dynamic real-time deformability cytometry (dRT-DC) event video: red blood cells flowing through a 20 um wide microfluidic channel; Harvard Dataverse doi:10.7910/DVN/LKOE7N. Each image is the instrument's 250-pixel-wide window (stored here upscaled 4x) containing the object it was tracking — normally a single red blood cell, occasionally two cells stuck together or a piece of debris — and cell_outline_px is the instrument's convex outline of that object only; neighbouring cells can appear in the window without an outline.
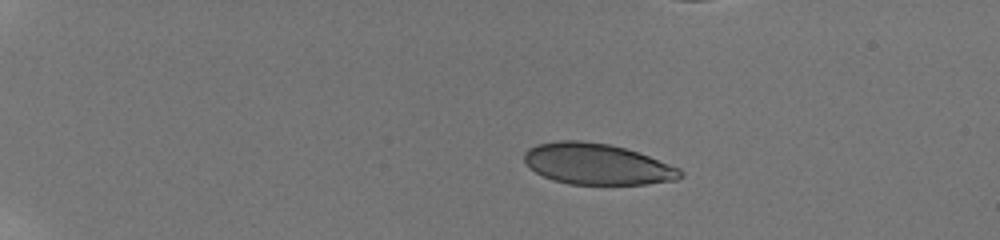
{"species": "human", "species_latin": "Homo sapiens", "temperature_condition": "room temperature", "stored_images_in_passage": 56, "camera_frame_rate_fps": 3000, "um_per_image_px": 0.085, "donor": {"sex": "male"}, "frame": {"image": 1, "passage_image": 1, "time_ms": 0.0, "image_size_px": [1000, 240], "cell_outline_px": [[684, 176], [676, 180], [648, 184], [568, 184], [552, 180], [536, 172], [524, 160], [524, 152], [528, 148], [536, 144], [560, 140], [580, 140], [608, 144], [624, 148], [648, 156], [680, 168], [684, 172]], "centroid_in_image_um": [50.76, 13.95], "position_along_channel_um": 34.2, "area_um2": 37.28}}
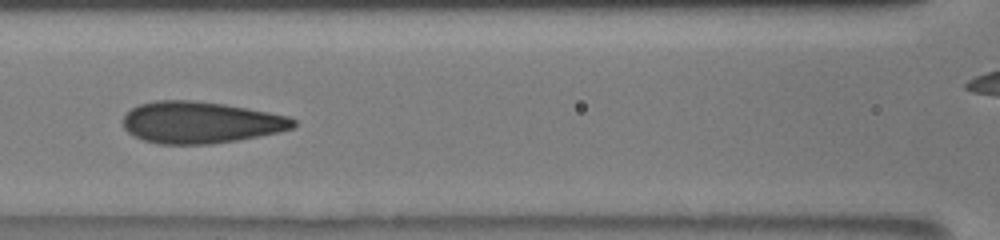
{"frame": {"image": 2, "passage_image": 23, "time_ms": 5.667, "image_size_px": [1000, 240], "cell_outline_px": [[296, 124], [292, 128], [276, 132], [236, 140], [212, 144], [160, 144], [144, 140], [132, 136], [124, 128], [124, 116], [132, 108], [140, 104], [156, 100], [192, 100], [224, 104], [268, 112], [288, 116], [296, 120]], "centroid_in_image_um": [17.01, 10.4], "position_along_channel_um": 149.6, "area_um2": 41.1}}
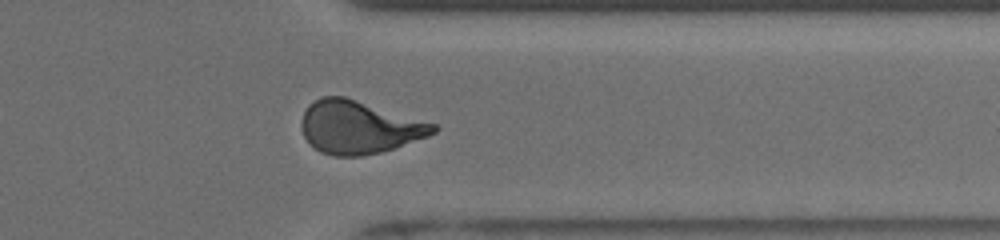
{"frame": {"image": 3, "passage_image": 47, "time_ms": 11.667, "image_size_px": [1000, 240], "cell_outline_px": [[440, 128], [436, 132], [428, 136], [380, 152], [360, 156], [336, 156], [320, 152], [304, 136], [300, 124], [300, 120], [308, 104], [324, 96], [344, 96], [436, 124]], "centroid_in_image_um": [30.5, 10.81], "position_along_channel_um": 380.9, "area_um2": 40.29}}